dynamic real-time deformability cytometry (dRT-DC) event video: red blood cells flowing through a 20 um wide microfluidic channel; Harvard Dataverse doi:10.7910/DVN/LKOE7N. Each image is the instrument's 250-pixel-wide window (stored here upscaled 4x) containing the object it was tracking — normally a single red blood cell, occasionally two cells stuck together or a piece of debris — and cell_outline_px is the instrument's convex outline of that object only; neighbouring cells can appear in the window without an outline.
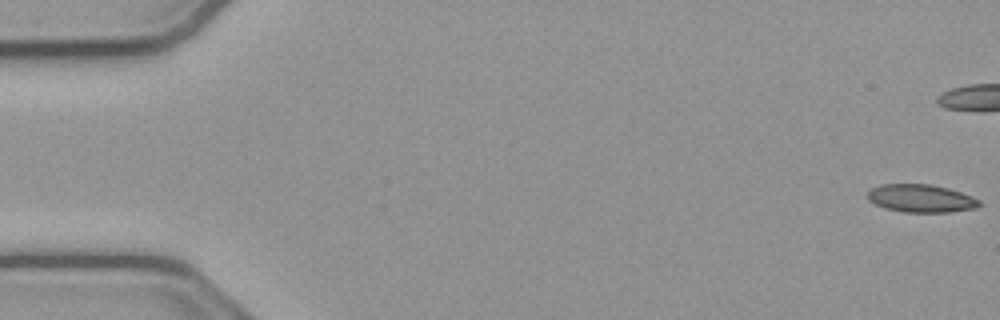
{"species": "common noctule bat (a hibernating species)", "species_latin": "Nyctalus noctula", "temperature_condition": "cold", "stored_images_in_passage": 43, "camera_frame_rate_fps": 3000, "um_per_image_px": 0.085, "animal": {"sex": "male", "body_mass_g": 23.1, "forearm_length_mm": 52.7}, "frame": {"image": 1, "passage_image": 1, "time_ms": 0.0, "image_size_px": [1000, 320], "cell_outline_px": [[980, 204], [976, 208], [948, 212], [904, 212], [884, 208], [868, 200], [868, 192], [872, 188], [880, 184], [928, 184], [948, 188], [972, 196], [980, 200]], "centroid_in_image_um": [78.28, 16.86], "position_along_channel_um": 6.7, "area_um2": 18.09}}
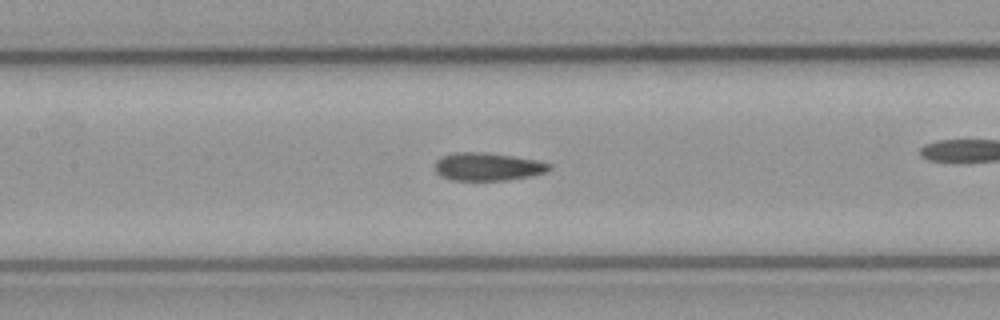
{"frame": {"image": 2, "passage_image": 25, "time_ms": 8.0, "image_size_px": [1000, 320], "cell_outline_px": [[552, 168], [548, 172], [528, 176], [504, 180], [452, 180], [440, 176], [436, 172], [436, 160], [444, 156], [460, 152], [484, 152], [512, 156], [536, 160], [552, 164]], "centroid_in_image_um": [41.48, 14.17], "position_along_channel_um": 165.9, "area_um2": 18.44}}
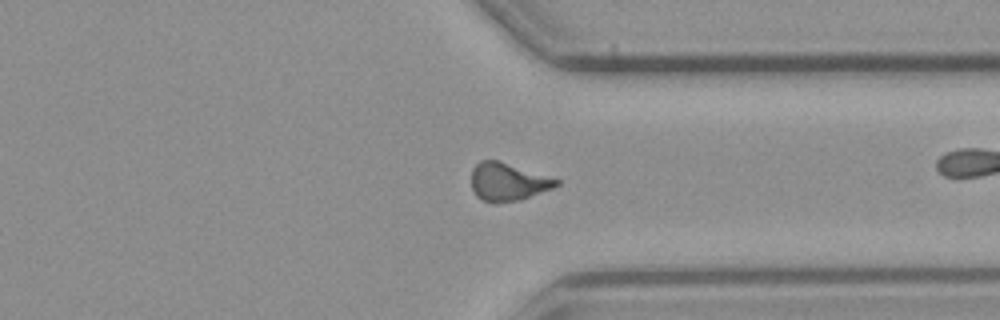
{"frame": {"image": 3, "passage_image": 41, "time_ms": 13.333, "image_size_px": [1000, 320], "cell_outline_px": [[560, 184], [552, 188], [520, 200], [492, 204], [480, 200], [476, 196], [472, 188], [472, 168], [480, 160], [496, 160], [560, 180]], "centroid_in_image_um": [43.12, 15.48], "position_along_channel_um": 368.3, "area_um2": 18.67}}